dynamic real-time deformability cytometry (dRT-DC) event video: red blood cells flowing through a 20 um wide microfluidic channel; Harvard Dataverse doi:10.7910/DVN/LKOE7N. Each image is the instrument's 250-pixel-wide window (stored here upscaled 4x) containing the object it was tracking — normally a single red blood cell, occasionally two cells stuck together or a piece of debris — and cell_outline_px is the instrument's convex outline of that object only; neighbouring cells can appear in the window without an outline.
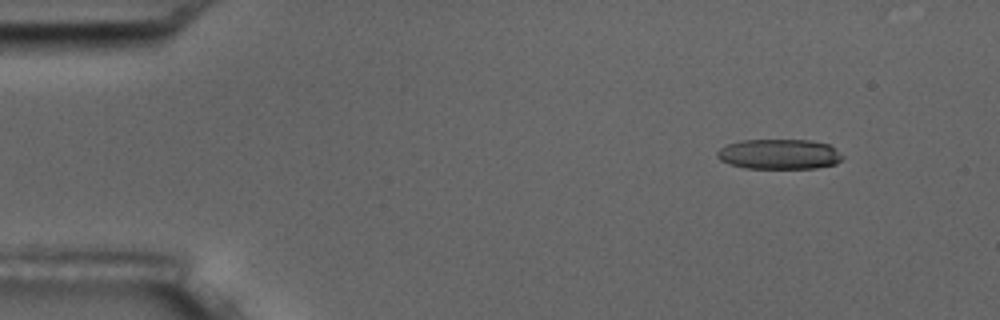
{"species": "common noctule bat (a hibernating species)", "species_latin": "Nyctalus noctula", "temperature_condition": "room temperature", "stored_images_in_passage": 4, "camera_frame_rate_fps": 3000, "um_per_image_px": 0.085, "animal": {"sex": "male", "body_mass_g": 17.5, "forearm_length_mm": 52.3}, "frame": {"image": 1, "passage_image": 1, "time_ms": 0.0, "image_size_px": [1000, 320], "cell_outline_px": [[844, 156], [836, 164], [816, 168], [744, 168], [720, 160], [716, 156], [716, 152], [720, 148], [728, 144], [740, 140], [808, 140], [828, 144]], "centroid_in_image_um": [66.22, 13.1], "position_along_channel_um": 18.8, "area_um2": 21.91}}